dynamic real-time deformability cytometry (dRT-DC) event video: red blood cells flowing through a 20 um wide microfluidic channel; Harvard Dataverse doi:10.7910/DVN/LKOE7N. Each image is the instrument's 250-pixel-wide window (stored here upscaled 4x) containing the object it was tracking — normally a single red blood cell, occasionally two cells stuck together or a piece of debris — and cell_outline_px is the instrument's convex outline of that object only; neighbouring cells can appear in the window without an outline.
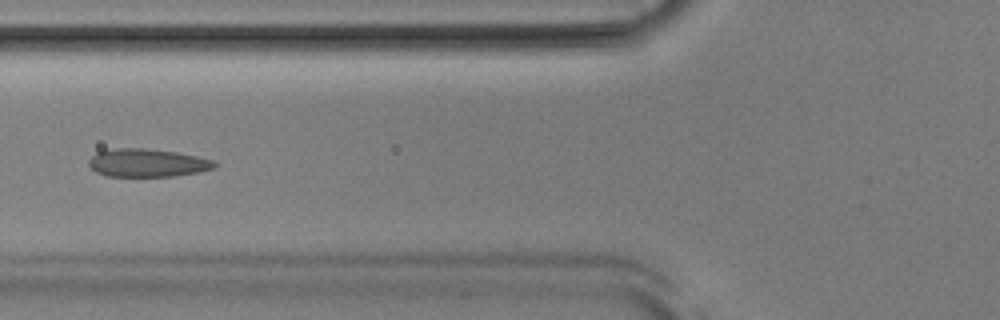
{"species": "Egyptian fruit bat (a non-hibernating species)", "species_latin": "Rousettus aegyptiacus", "temperature_condition": "room temperature", "stored_images_in_passage": 53, "camera_frame_rate_fps": 3000, "um_per_image_px": 0.085, "animal": {"sex": "male"}, "frame": {"image": 1, "passage_image": 21, "time_ms": 6.667, "image_size_px": [1000, 320], "cell_outline_px": [[216, 168], [196, 172], [172, 176], [108, 176], [96, 172], [88, 164], [88, 160], [96, 152], [116, 148], [144, 148], [176, 152], [196, 156], [212, 160], [216, 164]], "centroid_in_image_um": [12.49, 13.84], "position_along_channel_um": 113.3, "area_um2": 20.4}}
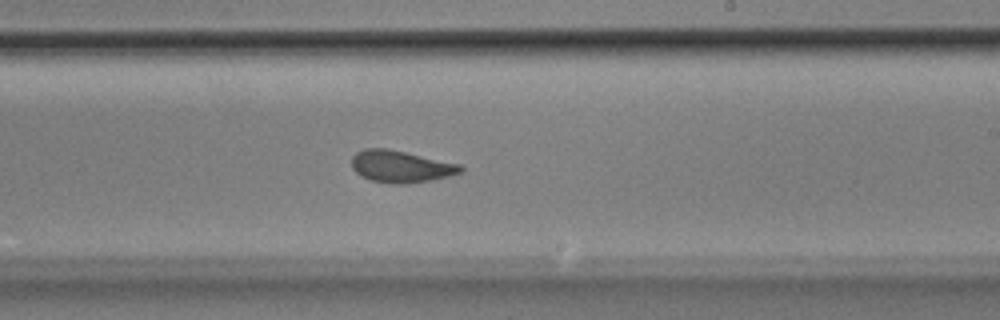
{"frame": {"image": 2, "passage_image": 32, "time_ms": 10.333, "image_size_px": [1000, 320], "cell_outline_px": [[464, 172], [432, 180], [408, 184], [392, 184], [372, 180], [356, 172], [352, 168], [352, 156], [356, 152], [364, 148], [388, 148], [460, 164], [464, 168]], "centroid_in_image_um": [34.09, 14.15], "position_along_channel_um": 254.9, "area_um2": 20.35}}
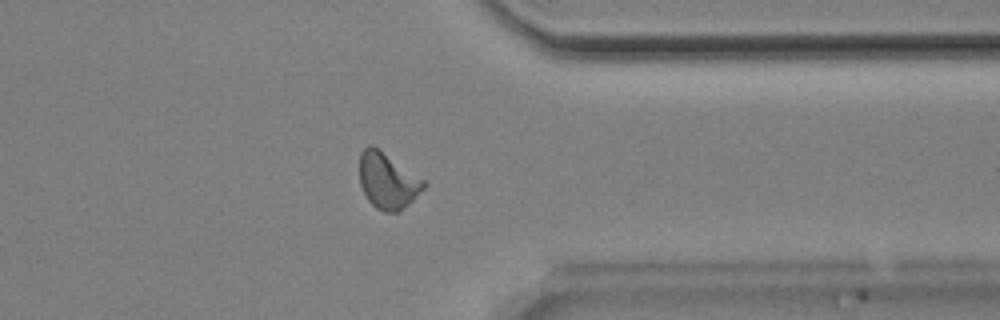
{"frame": {"image": 3, "passage_image": 42, "time_ms": 13.667, "image_size_px": [1000, 320], "cell_outline_px": [[428, 184], [408, 204], [396, 212], [384, 212], [376, 208], [368, 200], [360, 184], [360, 152], [368, 144], [372, 144], [424, 180]], "centroid_in_image_um": [32.93, 15.35], "position_along_channel_um": 378.5, "area_um2": 20.63}, "authors_computed_cell_mechanics": {"area_um2": 20.4034, "velocity_mm_per_s": 3.8667, "shape_relaxation_time_tau1_ms": 3.3367, "shape_relaxation_time_tau2_ms": 1.0635, "deformation_change_tau1": 0.1171, "deformation_change_tau2": 0.0815}}